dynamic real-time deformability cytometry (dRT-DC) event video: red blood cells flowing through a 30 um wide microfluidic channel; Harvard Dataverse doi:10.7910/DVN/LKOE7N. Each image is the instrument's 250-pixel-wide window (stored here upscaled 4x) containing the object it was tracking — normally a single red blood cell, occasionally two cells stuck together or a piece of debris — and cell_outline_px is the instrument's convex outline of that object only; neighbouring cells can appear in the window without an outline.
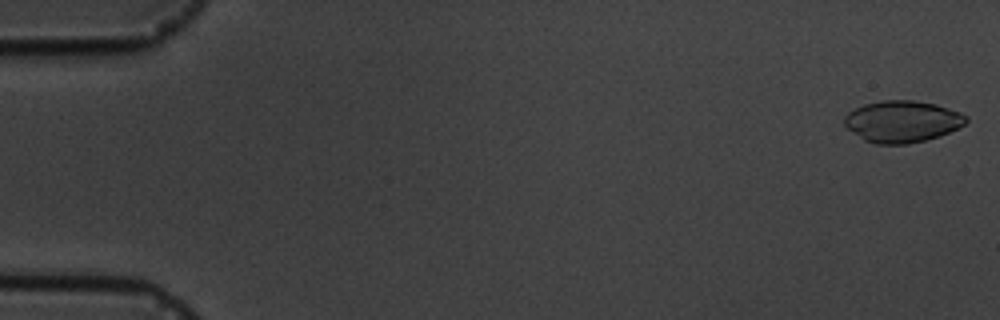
{"species": "common noctule bat (a hibernating species)", "species_latin": "Nyctalus noctula", "temperature_condition": "cold", "stored_images_in_passage": 5, "camera_frame_rate_fps": 3000, "um_per_image_px": 0.085, "animal": {"sex": "male", "body_mass_g": 19.5, "forearm_length_mm": 54.6}, "frame": {"image": 1, "passage_image": 1, "time_ms": 0.0, "image_size_px": [1000, 320], "cell_outline_px": [[968, 120], [964, 124], [940, 136], [908, 144], [876, 144], [864, 140], [852, 132], [844, 124], [844, 116], [848, 112], [864, 104], [884, 100], [912, 100], [936, 104], [960, 112], [968, 116]], "centroid_in_image_um": [76.68, 10.32], "position_along_channel_um": 8.3, "area_um2": 29.48}}